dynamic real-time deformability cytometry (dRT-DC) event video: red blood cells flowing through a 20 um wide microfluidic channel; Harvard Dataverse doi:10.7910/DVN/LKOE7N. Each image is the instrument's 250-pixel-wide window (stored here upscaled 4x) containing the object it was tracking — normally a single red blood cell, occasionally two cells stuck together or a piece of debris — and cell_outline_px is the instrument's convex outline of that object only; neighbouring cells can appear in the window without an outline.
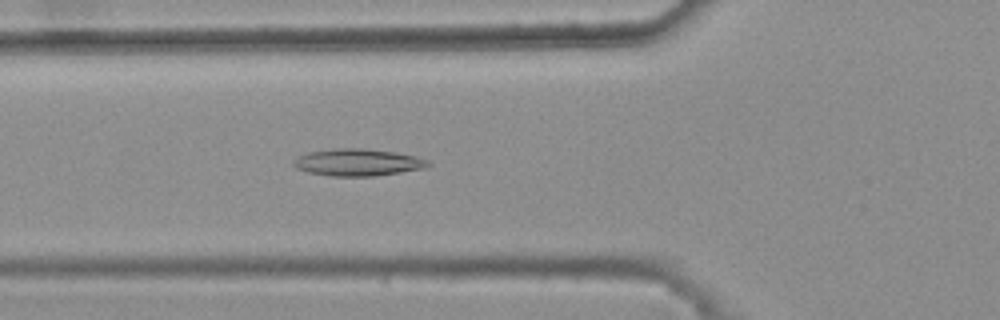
{"species": "common noctule bat (a hibernating species)", "species_latin": "Nyctalus noctula", "temperature_condition": "warm", "stored_images_in_passage": 33, "camera_frame_rate_fps": 3000, "um_per_image_px": 0.085, "animal": {"sex": "female", "body_mass_g": 25.1}, "frame": {"image": 1, "passage_image": 5, "time_ms": 1.333, "image_size_px": [1000, 320], "cell_outline_px": [[432, 164], [428, 168], [372, 176], [332, 176], [308, 172], [296, 168], [292, 164], [292, 160], [308, 152], [336, 148], [364, 148], [396, 152], [416, 156], [428, 160]], "centroid_in_image_um": [30.44, 13.8], "position_along_channel_um": 95.4, "area_um2": 21.33}}
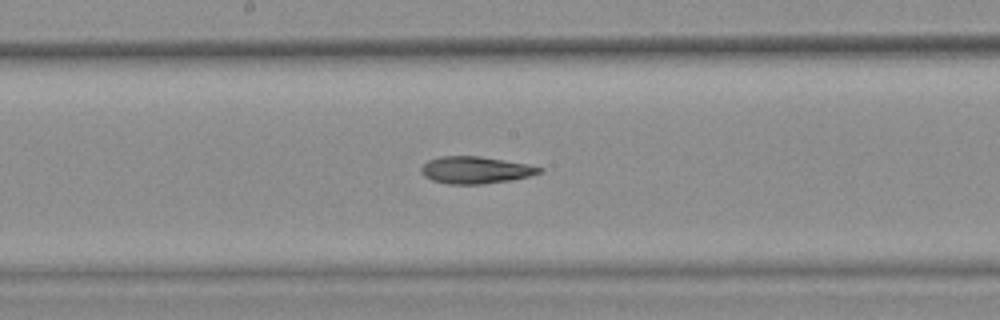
{"frame": {"image": 2, "passage_image": 14, "time_ms": 4.333, "image_size_px": [1000, 320], "cell_outline_px": [[544, 168], [540, 172], [528, 176], [512, 180], [480, 184], [448, 184], [432, 180], [424, 176], [420, 172], [420, 168], [428, 160], [440, 156], [480, 156], [528, 164]], "centroid_in_image_um": [40.39, 14.45], "position_along_channel_um": 207.8, "area_um2": 18.61}}
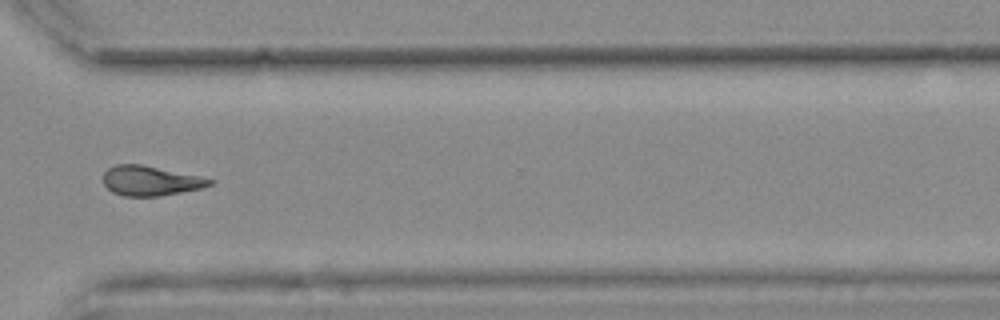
{"frame": {"image": 3, "passage_image": 26, "time_ms": 8.333, "image_size_px": [1000, 320], "cell_outline_px": [[216, 180], [212, 184], [200, 188], [160, 196], [124, 196], [112, 192], [104, 184], [104, 172], [108, 168], [116, 164], [140, 164], [200, 176]], "centroid_in_image_um": [12.78, 15.36], "position_along_channel_um": 357.8, "area_um2": 18.32}}